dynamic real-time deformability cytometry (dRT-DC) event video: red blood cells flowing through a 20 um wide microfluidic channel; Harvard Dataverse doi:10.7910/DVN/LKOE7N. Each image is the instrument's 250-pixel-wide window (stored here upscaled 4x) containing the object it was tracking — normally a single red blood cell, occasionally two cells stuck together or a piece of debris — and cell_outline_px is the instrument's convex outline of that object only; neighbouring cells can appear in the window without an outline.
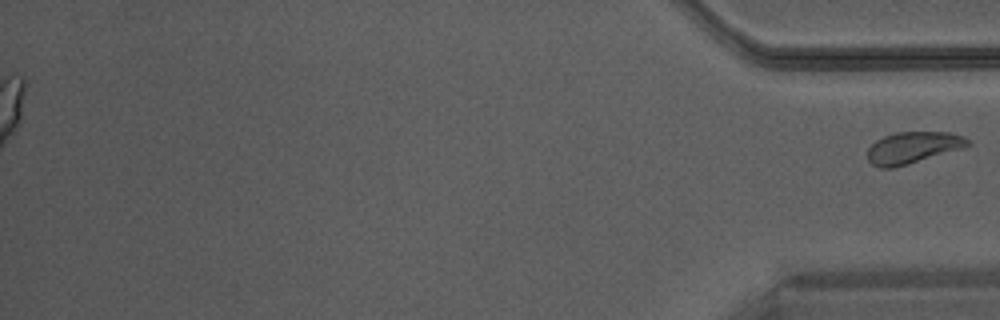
{"species": "Egyptian fruit bat (a non-hibernating species)", "species_latin": "Rousettus aegyptiacus", "temperature_condition": "warm", "stored_images_in_passage": 40, "segment_of_instrument_passage": [2, 2], "camera_frame_rate_fps": 3000, "um_per_image_px": 0.085, "animal": {"sex": "male"}, "frame": {"image": 1, "passage_image": 40, "time_ms": 13.0, "image_size_px": [1000, 320], "cell_outline_px": [[972, 144], [964, 148], [908, 164], [892, 168], [880, 168], [872, 164], [868, 160], [868, 148], [876, 140], [884, 136], [896, 132], [948, 132], [964, 136], [972, 140]], "centroid_in_image_um": [77.64, 12.54], "position_along_channel_um": 357.6, "area_um2": 18.61}}